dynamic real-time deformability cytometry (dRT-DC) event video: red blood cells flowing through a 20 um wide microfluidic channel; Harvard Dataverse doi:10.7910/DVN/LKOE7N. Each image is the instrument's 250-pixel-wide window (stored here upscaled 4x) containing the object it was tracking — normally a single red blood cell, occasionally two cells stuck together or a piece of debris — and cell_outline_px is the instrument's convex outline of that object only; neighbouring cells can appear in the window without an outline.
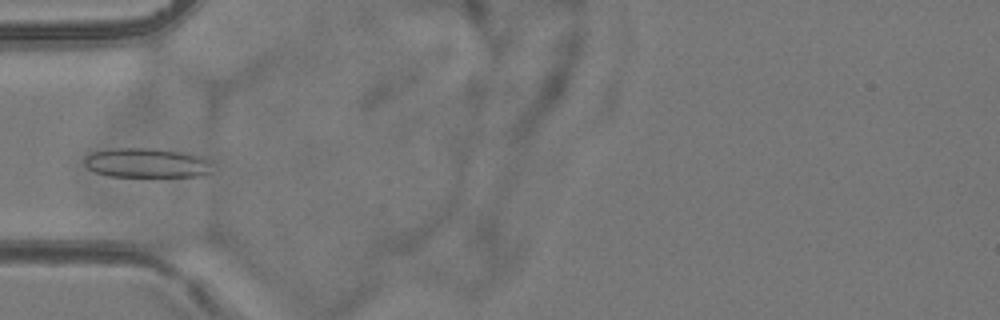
{"species": "common noctule bat (a hibernating species)", "species_latin": "Nyctalus noctula", "temperature_condition": "room temperature", "stored_images_in_passage": 4, "camera_frame_rate_fps": 3000, "um_per_image_px": 0.085, "animal": {"sex": "female", "body_mass_g": 24.6, "forearm_length_mm": 56.2}, "frame": {"image": 1, "passage_image": 4, "time_ms": 3.333, "image_size_px": [1000, 320], "cell_outline_px": [[212, 172], [200, 176], [108, 176], [96, 172], [88, 168], [84, 164], [84, 156], [92, 152], [116, 148], [156, 148], [180, 152], [196, 156], [204, 160], [208, 164]], "centroid_in_image_um": [12.37, 13.85], "position_along_channel_um": 72.6, "area_um2": 21.62}}